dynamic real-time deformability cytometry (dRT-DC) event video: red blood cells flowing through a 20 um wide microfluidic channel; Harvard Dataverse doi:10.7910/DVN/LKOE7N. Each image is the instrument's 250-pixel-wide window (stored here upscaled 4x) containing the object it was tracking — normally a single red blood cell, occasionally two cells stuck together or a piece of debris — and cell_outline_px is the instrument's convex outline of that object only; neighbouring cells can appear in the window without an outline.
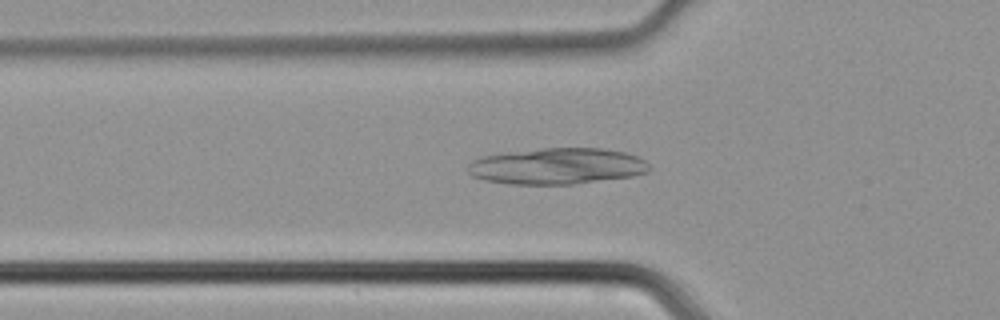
{"species": "common noctule bat (a hibernating species)", "species_latin": "Nyctalus noctula", "temperature_condition": "cold", "stored_images_in_passage": 43, "camera_frame_rate_fps": 3000, "um_per_image_px": 0.085, "animal": {"sex": "male", "body_mass_g": 21.5, "forearm_length_mm": 52.0}, "frame": {"image": 1, "passage_image": 13, "time_ms": 4.0, "image_size_px": [1000, 320], "cell_outline_px": [[652, 168], [648, 172], [632, 176], [576, 184], [508, 184], [484, 180], [472, 176], [468, 172], [468, 164], [472, 160], [484, 156], [508, 152], [540, 148], [604, 148], [624, 152], [636, 156], [644, 160]], "centroid_in_image_um": [47.36, 14.12], "position_along_channel_um": 78.4, "area_um2": 38.44}}
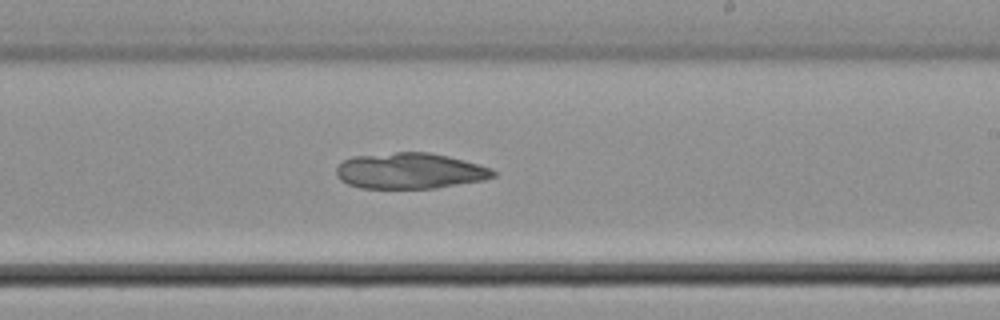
{"frame": {"image": 2, "passage_image": 25, "time_ms": 8.0, "image_size_px": [1000, 320], "cell_outline_px": [[496, 176], [484, 180], [436, 188], [360, 188], [348, 184], [340, 180], [336, 176], [336, 168], [344, 160], [352, 156], [396, 152], [428, 152], [448, 156], [464, 160], [492, 168], [496, 172]], "centroid_in_image_um": [34.84, 14.52], "position_along_channel_um": 254.2, "area_um2": 32.95}}
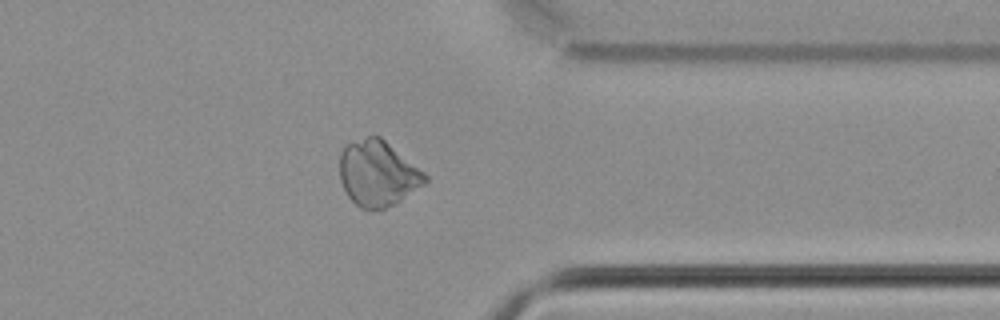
{"frame": {"image": 3, "passage_image": 34, "time_ms": 11.0, "image_size_px": [1000, 320], "cell_outline_px": [[428, 180], [424, 184], [396, 204], [372, 212], [368, 212], [360, 208], [348, 196], [340, 180], [340, 152], [344, 144], [368, 136], [380, 136], [424, 172], [428, 176]], "centroid_in_image_um": [32.09, 14.77], "position_along_channel_um": 379.3, "area_um2": 32.89}}